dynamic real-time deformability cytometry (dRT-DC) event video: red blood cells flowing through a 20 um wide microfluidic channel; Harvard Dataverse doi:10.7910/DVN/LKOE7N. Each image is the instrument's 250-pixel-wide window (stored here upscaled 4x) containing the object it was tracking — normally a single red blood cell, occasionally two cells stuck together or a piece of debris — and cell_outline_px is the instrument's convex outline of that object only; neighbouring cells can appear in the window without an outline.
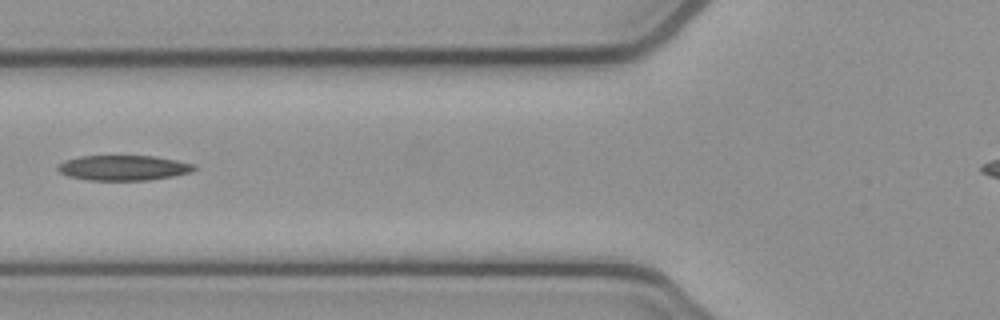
{"species": "common noctule bat (a hibernating species)", "species_latin": "Nyctalus noctula", "temperature_condition": "cold", "stored_images_in_passage": 6, "camera_frame_rate_fps": 3000, "um_per_image_px": 0.085, "animal": {"sex": "female", "body_mass_g": 21.9}, "frame": {"image": 1, "passage_image": 6, "time_ms": 1.667, "image_size_px": [1000, 320], "cell_outline_px": [[196, 168], [192, 172], [172, 176], [148, 180], [88, 180], [68, 176], [60, 172], [56, 168], [64, 160], [80, 156], [156, 156], [196, 164]], "centroid_in_image_um": [10.51, 14.26], "position_along_channel_um": 115.3, "area_um2": 20.0}}